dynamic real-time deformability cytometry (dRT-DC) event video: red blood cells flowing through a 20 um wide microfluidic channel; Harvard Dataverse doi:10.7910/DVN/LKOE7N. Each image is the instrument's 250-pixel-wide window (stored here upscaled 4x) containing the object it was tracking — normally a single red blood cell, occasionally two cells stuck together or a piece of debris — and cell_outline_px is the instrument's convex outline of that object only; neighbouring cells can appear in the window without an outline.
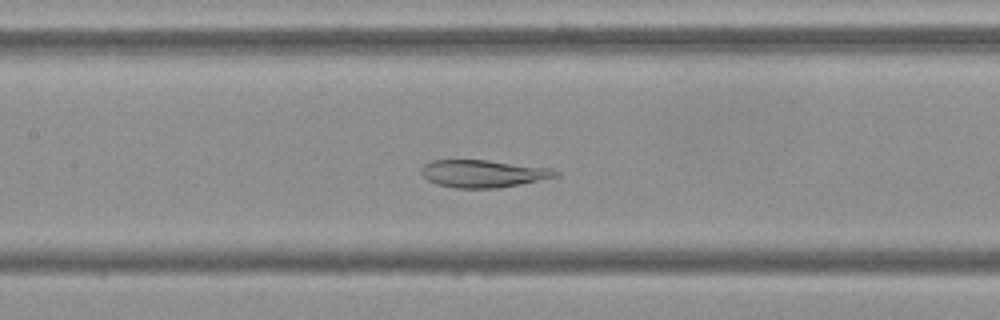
{"species": "Egyptian fruit bat (a non-hibernating species)", "species_latin": "Rousettus aegyptiacus", "temperature_condition": "cold", "stored_images_in_passage": 49, "camera_frame_rate_fps": 3000, "um_per_image_px": 0.085, "frame": {"image": 1, "passage_image": 19, "time_ms": 6.0, "image_size_px": [1000, 320], "cell_outline_px": [[560, 176], [500, 188], [456, 188], [440, 184], [428, 180], [420, 172], [424, 164], [432, 160], [488, 160], [552, 168], [560, 172]], "centroid_in_image_um": [41.12, 14.75], "position_along_channel_um": 166.3, "area_um2": 21.5}}
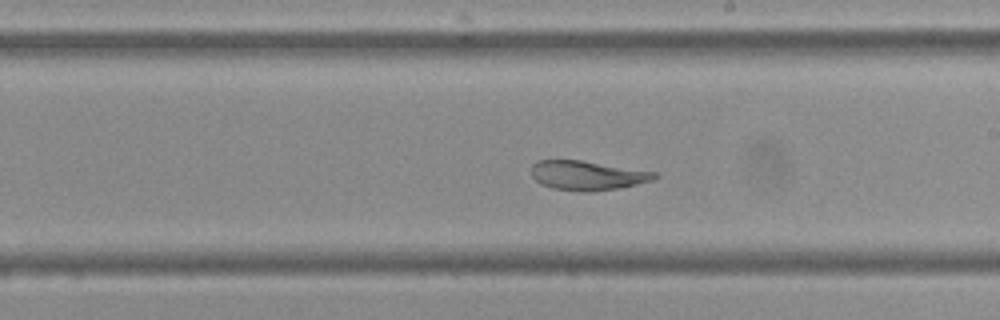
{"frame": {"image": 2, "passage_image": 25, "time_ms": 8.0, "image_size_px": [1000, 320], "cell_outline_px": [[660, 176], [652, 180], [636, 184], [616, 188], [588, 192], [580, 192], [552, 188], [540, 184], [532, 176], [532, 164], [536, 160], [580, 160], [656, 172]], "centroid_in_image_um": [49.89, 14.91], "position_along_channel_um": 239.1, "area_um2": 20.98}}
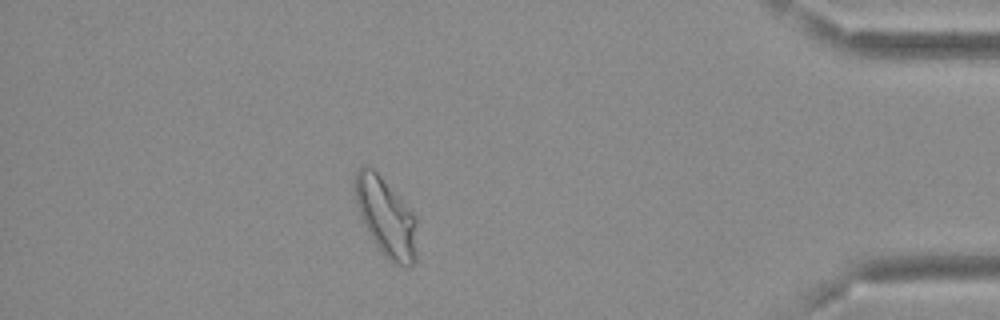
{"frame": {"image": 3, "passage_image": 42, "time_ms": 13.667, "image_size_px": [1000, 320], "cell_outline_px": [[416, 260], [408, 268], [404, 268], [392, 264], [380, 252], [368, 232], [360, 212], [356, 200], [352, 180], [356, 168], [364, 164], [368, 164], [380, 176], [412, 212], [416, 220]], "centroid_in_image_um": [32.78, 18.47], "position_along_channel_um": 402.4, "area_um2": 28.5}, "authors_computed_cell_mechanics": {"area_um2": 24.7384, "velocity_mm_per_s": 3.6522, "shape_relaxation_time_tau1_ms": 10.6891, "shape_relaxation_time_tau2_ms": 3.1373, "deformation_change_tau1": 0.2074, "deformation_change_tau2": 0.0849}}